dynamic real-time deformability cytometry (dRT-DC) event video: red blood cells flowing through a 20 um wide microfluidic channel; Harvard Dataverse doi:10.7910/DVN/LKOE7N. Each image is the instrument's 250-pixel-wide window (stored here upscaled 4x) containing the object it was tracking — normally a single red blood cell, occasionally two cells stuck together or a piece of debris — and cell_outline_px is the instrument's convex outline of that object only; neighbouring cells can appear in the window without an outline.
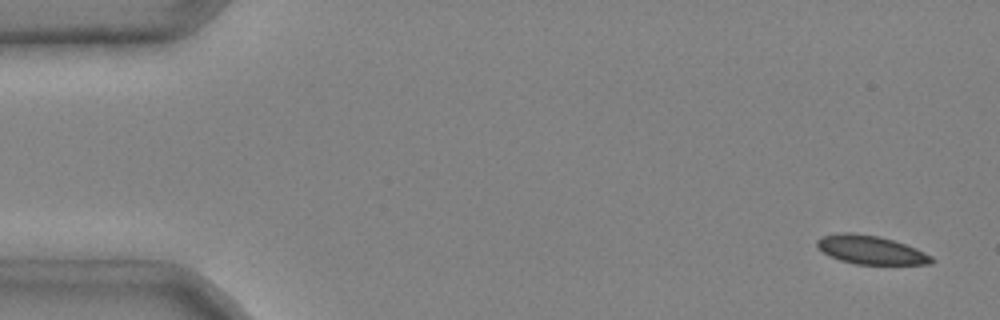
{"species": "common noctule bat (a hibernating species)", "species_latin": "Nyctalus noctula", "temperature_condition": "cold", "stored_images_in_passage": 5, "segment_of_instrument_passage": [1, 2], "camera_frame_rate_fps": 3000, "um_per_image_px": 0.085, "animal": {"sex": "male", "body_mass_g": 20.4}, "frame": {"image": 1, "passage_image": 1, "time_ms": 0.0, "image_size_px": [1000, 320], "cell_outline_px": [[936, 260], [932, 264], [856, 264], [840, 260], [828, 256], [816, 248], [816, 240], [820, 236], [840, 232], [852, 232], [880, 236], [916, 248], [932, 256]], "centroid_in_image_um": [73.96, 21.23], "position_along_channel_um": 11.0, "area_um2": 19.36}}